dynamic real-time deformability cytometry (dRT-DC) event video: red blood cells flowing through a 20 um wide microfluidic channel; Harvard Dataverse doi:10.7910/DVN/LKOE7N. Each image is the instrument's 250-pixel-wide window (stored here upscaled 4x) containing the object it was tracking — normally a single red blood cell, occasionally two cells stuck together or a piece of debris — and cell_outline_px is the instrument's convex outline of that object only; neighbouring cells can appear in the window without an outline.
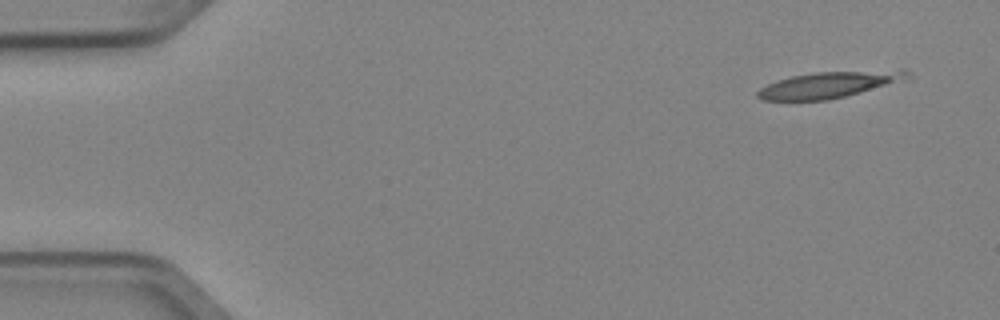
{"species": "Egyptian fruit bat (a non-hibernating species)", "species_latin": "Rousettus aegyptiacus", "temperature_condition": "cold", "stored_images_in_passage": 4, "camera_frame_rate_fps": 3000, "um_per_image_px": 0.085, "animal": {"sex": "female"}, "frame": {"image": 1, "passage_image": 1, "time_ms": 0.0, "image_size_px": [1000, 320], "cell_outline_px": [[912, 80], [828, 100], [760, 100], [756, 96], [756, 92], [760, 88], [776, 80], [792, 76], [816, 72], [900, 68], [904, 68], [912, 76]], "centroid_in_image_um": [70.65, 7.17], "position_along_channel_um": 14.3, "area_um2": 23.81}}
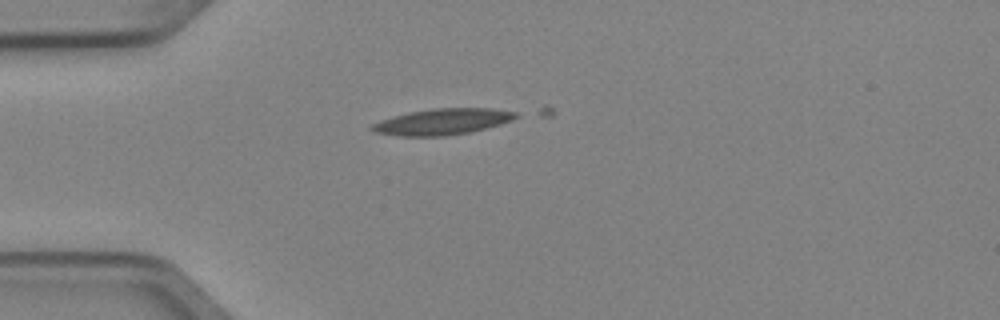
{"frame": {"image": 2, "passage_image": 3, "time_ms": 0.667, "image_size_px": [1000, 320], "cell_outline_px": [[520, 116], [512, 120], [500, 124], [468, 132], [444, 136], [396, 136], [376, 132], [368, 128], [372, 124], [380, 120], [408, 112], [432, 108], [492, 108], [516, 112]], "centroid_in_image_um": [37.59, 10.34], "position_along_channel_um": 47.4, "area_um2": 21.85}}